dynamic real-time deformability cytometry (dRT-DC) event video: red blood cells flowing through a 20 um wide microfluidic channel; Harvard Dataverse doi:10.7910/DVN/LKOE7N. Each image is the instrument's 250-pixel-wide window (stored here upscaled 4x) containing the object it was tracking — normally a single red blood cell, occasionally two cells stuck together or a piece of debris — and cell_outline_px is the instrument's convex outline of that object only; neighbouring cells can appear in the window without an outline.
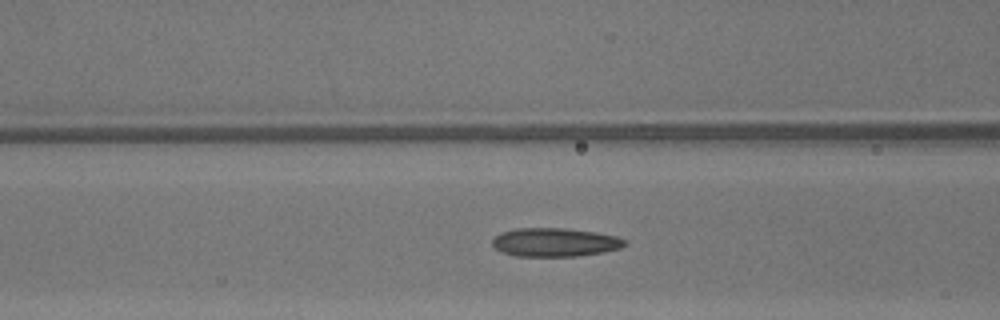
{"species": "common noctule bat (a hibernating species)", "species_latin": "Nyctalus noctula", "temperature_condition": "warm", "stored_images_in_passage": 15, "camera_frame_rate_fps": 3000, "um_per_image_px": 0.085, "animal": {"sex": "male", "body_mass_g": 13.3}, "frame": {"image": 1, "passage_image": 13, "time_ms": 4.0, "image_size_px": [1000, 320], "cell_outline_px": [[628, 244], [620, 248], [604, 252], [576, 256], [516, 256], [500, 252], [492, 244], [492, 240], [500, 232], [516, 228], [560, 228], [596, 232], [616, 236], [628, 240]], "centroid_in_image_um": [47.18, 20.59], "position_along_channel_um": 119.4, "area_um2": 22.2}}